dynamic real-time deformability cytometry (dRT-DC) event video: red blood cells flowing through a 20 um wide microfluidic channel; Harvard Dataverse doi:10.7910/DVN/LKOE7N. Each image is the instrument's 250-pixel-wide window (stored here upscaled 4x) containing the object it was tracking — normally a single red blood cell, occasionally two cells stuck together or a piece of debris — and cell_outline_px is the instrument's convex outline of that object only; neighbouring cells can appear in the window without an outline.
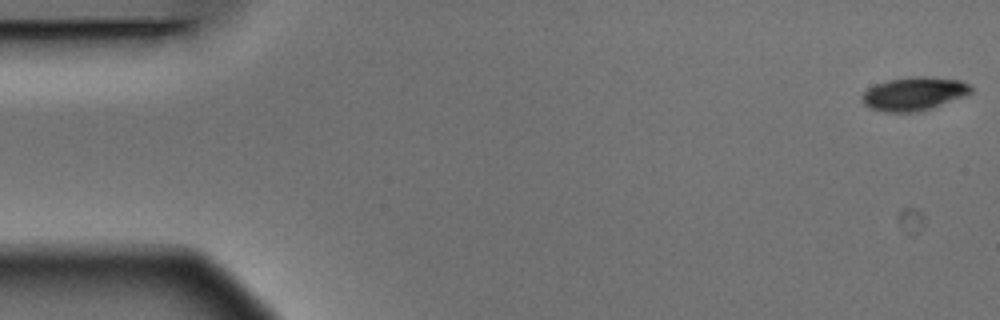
{"species": "Egyptian fruit bat (a non-hibernating species)", "species_latin": "Rousettus aegyptiacus", "temperature_condition": "warm", "stored_images_in_passage": 5, "camera_frame_rate_fps": 3000, "um_per_image_px": 0.085, "animal": {"sex": "male"}, "frame": {"image": 1, "passage_image": 1, "time_ms": 0.0, "image_size_px": [1000, 320], "cell_outline_px": [[972, 92], [964, 96], [916, 112], [884, 112], [868, 108], [860, 100], [860, 96], [868, 88], [876, 84], [888, 80], [912, 76], [924, 76], [960, 80], [972, 84]], "centroid_in_image_um": [77.65, 7.96], "position_along_channel_um": 7.4, "area_um2": 21.21}}
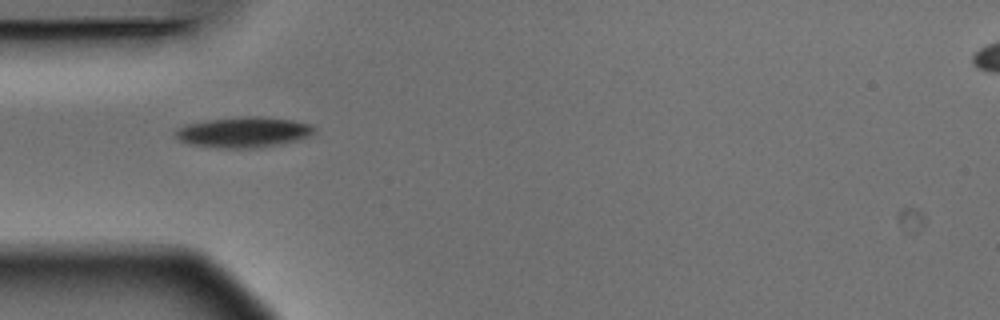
{"frame": {"image": 2, "passage_image": 4, "time_ms": 1.0, "image_size_px": [1000, 320], "cell_outline_px": [[316, 132], [300, 140], [256, 148], [216, 148], [188, 144], [172, 136], [176, 128], [184, 124], [208, 120], [244, 116], [260, 116], [292, 120], [308, 124], [316, 128]], "centroid_in_image_um": [20.65, 11.24], "position_along_channel_um": 64.3, "area_um2": 24.97}}
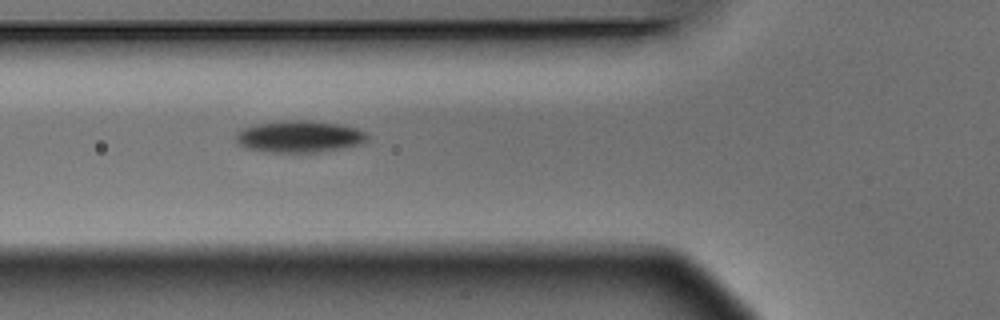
{"frame": {"image": 3, "passage_image": 5, "time_ms": 1.333, "image_size_px": [1000, 320], "cell_outline_px": [[368, 140], [364, 144], [344, 148], [316, 152], [264, 152], [244, 148], [236, 140], [236, 132], [244, 128], [260, 124], [292, 120], [312, 120], [340, 124], [356, 128], [368, 132]], "centroid_in_image_um": [25.51, 11.62], "position_along_channel_um": 100.3, "area_um2": 24.51}}